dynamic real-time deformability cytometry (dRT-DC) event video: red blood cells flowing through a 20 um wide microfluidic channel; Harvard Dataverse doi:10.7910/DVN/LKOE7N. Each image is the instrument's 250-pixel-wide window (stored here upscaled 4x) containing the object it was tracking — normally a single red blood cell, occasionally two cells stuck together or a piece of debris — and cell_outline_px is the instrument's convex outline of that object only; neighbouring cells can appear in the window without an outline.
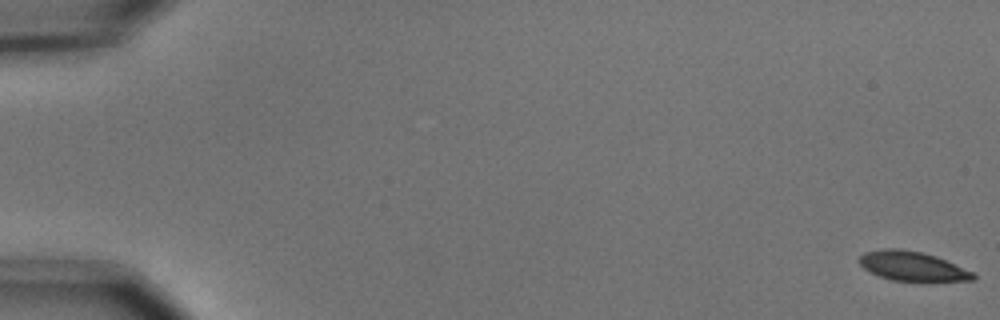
{"species": "common noctule bat (a hibernating species)", "species_latin": "Nyctalus noctula", "temperature_condition": "cold", "stored_images_in_passage": 56, "camera_frame_rate_fps": 3000, "um_per_image_px": 0.085, "animal": {"sex": "male", "body_mass_g": 15.6}, "frame": {"image": 1, "passage_image": 1, "time_ms": 0.0, "image_size_px": [1000, 320], "cell_outline_px": [[976, 276], [972, 280], [892, 280], [880, 276], [864, 268], [856, 260], [864, 252], [880, 248], [900, 248], [924, 252], [936, 256], [972, 272]], "centroid_in_image_um": [77.47, 22.58], "position_along_channel_um": 7.5, "area_um2": 19.19}}
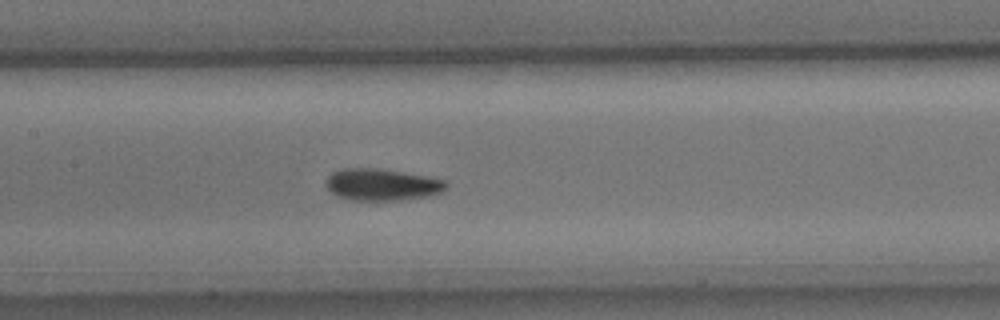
{"frame": {"image": 2, "passage_image": 28, "time_ms": 9.0, "image_size_px": [1000, 320], "cell_outline_px": [[448, 188], [440, 192], [428, 196], [396, 200], [352, 200], [340, 196], [332, 192], [324, 184], [324, 180], [332, 172], [344, 168], [380, 168], [428, 176], [444, 180], [448, 184]], "centroid_in_image_um": [32.46, 15.67], "position_along_channel_um": 174.9, "area_um2": 22.31}}
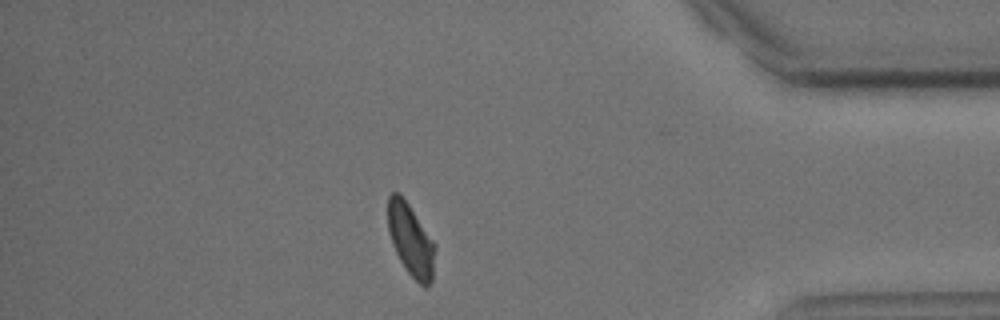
{"frame": {"image": 3, "passage_image": 49, "time_ms": 16.0, "image_size_px": [1000, 320], "cell_outline_px": [[436, 248], [432, 280], [424, 288], [408, 272], [400, 260], [392, 244], [388, 232], [388, 196], [392, 192], [400, 192], [436, 244]], "centroid_in_image_um": [34.92, 20.38], "position_along_channel_um": 400.3, "area_um2": 19.83}, "authors_computed_cell_mechanics": {"area_um2": 20.9236, "velocity_mm_per_s": 3.6574, "shape_relaxation_time_tau1_ms": 3.5104, "shape_relaxation_time_tau2_ms": 3.3223, "deformation_change_tau1": 0.1092, "deformation_change_tau2": 0.0748}}